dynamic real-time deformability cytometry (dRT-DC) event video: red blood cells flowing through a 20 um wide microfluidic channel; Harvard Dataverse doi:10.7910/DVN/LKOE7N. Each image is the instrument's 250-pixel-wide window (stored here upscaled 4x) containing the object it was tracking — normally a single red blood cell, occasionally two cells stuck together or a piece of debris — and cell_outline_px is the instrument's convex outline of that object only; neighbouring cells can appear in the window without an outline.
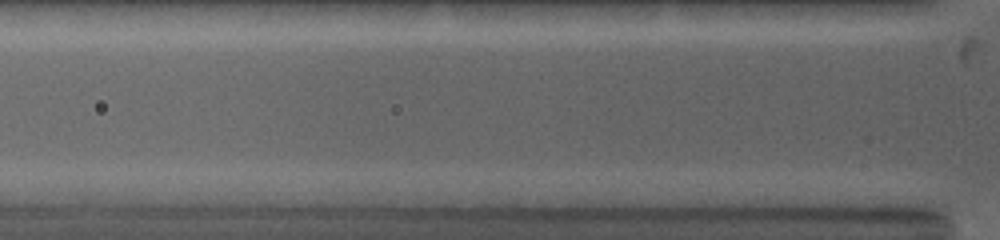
{"species": "common noctule bat (a hibernating species)", "species_latin": "Nyctalus noctula", "temperature_condition": "warm", "stored_images_in_passage": 3, "camera_frame_rate_fps": 5000, "um_per_image_px": 0.085, "animal": {"sex": "female", "body_mass_g": 19.0, "forearm_length_mm": 53.3}, "frame": {"image": 1, "passage_image": 3, "time_ms": 1.6, "image_size_px": [1000, 240], "cell_outline_px": [[924, 164], [916, 168], [792, 168], [780, 160], [780, 156], [892, 156], [916, 160]], "centroid_in_image_um": [72.21, 13.78], "position_along_channel_um": 53.6, "area_um2": 11.33}}